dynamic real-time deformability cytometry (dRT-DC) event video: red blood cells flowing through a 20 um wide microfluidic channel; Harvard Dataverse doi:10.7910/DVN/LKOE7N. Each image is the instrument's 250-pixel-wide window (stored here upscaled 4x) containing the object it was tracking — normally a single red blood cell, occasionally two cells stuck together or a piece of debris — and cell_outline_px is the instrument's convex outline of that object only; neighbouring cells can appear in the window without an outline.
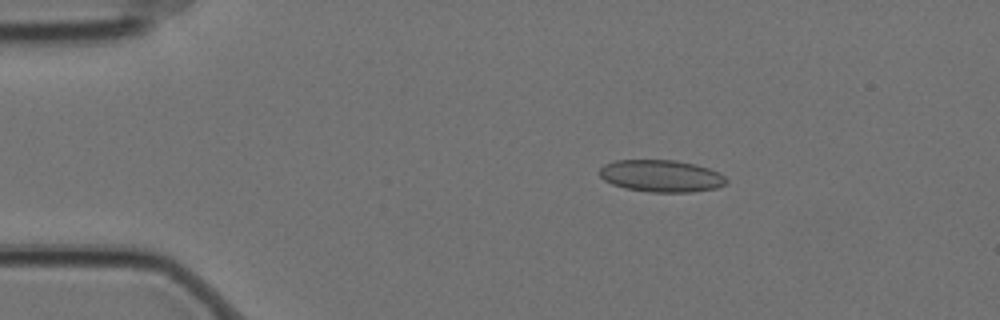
{"species": "Egyptian fruit bat (a non-hibernating species)", "species_latin": "Rousettus aegyptiacus", "temperature_condition": "cold", "stored_images_in_passage": 14, "camera_frame_rate_fps": 3000, "um_per_image_px": 0.085, "animal": {"sex": "female"}, "frame": {"image": 1, "passage_image": 2, "time_ms": 0.333, "image_size_px": [1000, 320], "cell_outline_px": [[728, 180], [724, 184], [716, 188], [692, 192], [652, 192], [624, 188], [612, 184], [604, 180], [600, 176], [600, 168], [604, 164], [616, 160], [676, 160], [696, 164], [720, 172]], "centroid_in_image_um": [56.21, 14.95], "position_along_channel_um": 28.8, "area_um2": 23.76}}
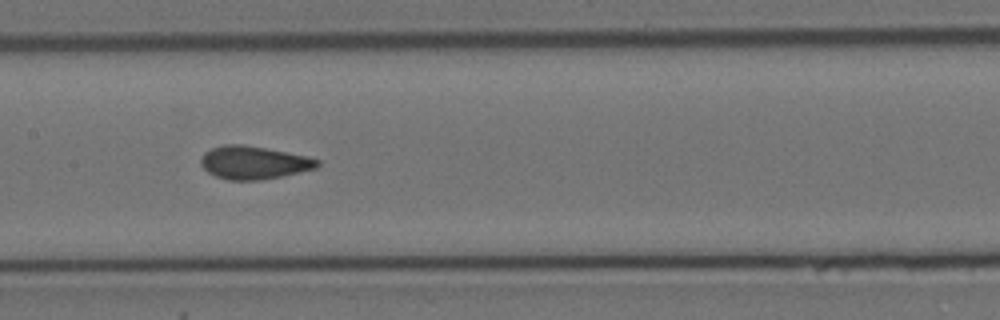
{"frame": {"image": 2, "passage_image": 7, "time_ms": 2.0, "image_size_px": [1000, 320], "cell_outline_px": [[320, 164], [316, 168], [280, 176], [260, 180], [228, 180], [216, 176], [208, 172], [200, 164], [200, 160], [204, 152], [212, 148], [224, 144], [240, 144], [264, 148], [308, 156], [320, 160]], "centroid_in_image_um": [21.55, 13.82], "position_along_channel_um": 185.8, "area_um2": 22.25}}
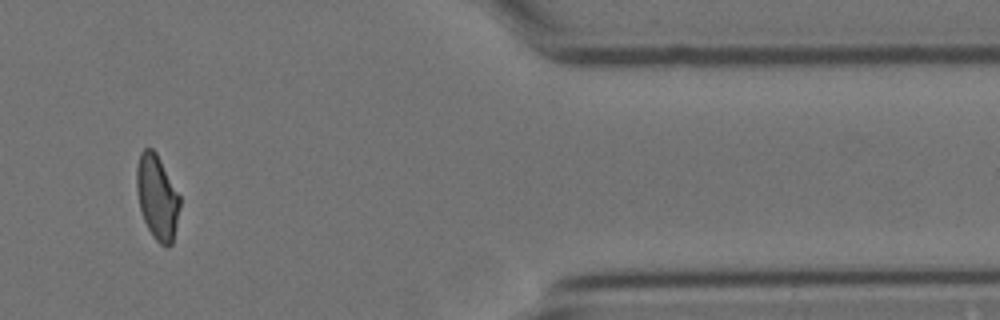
{"frame": {"image": 3, "passage_image": 12, "time_ms": 3.667, "image_size_px": [1000, 320], "cell_outline_px": [[180, 208], [172, 244], [168, 248], [164, 248], [152, 236], [144, 220], [140, 208], [136, 192], [136, 168], [140, 152], [144, 148], [152, 148], [156, 152], [180, 196]], "centroid_in_image_um": [13.35, 16.78], "position_along_channel_um": 398.0, "area_um2": 21.44}}